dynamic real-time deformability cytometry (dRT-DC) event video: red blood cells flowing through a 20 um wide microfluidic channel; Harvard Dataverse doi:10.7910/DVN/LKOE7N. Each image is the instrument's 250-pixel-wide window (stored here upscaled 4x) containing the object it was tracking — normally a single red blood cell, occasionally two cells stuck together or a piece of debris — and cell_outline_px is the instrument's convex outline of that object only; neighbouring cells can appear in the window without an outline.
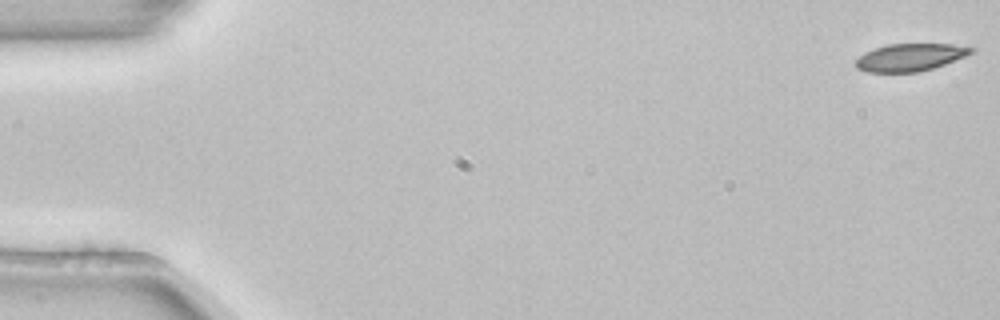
{"species": "common noctule bat (a hibernating species)", "species_latin": "Nyctalus noctula", "temperature_condition": "room temperature", "stored_images_in_passage": 54, "camera_frame_rate_fps": 3000, "um_per_image_px": 0.085, "animal": {"sex": "female", "body_mass_g": 22.7, "forearm_length_mm": 54.2}, "frame": {"image": 1, "passage_image": 1, "time_ms": 0.0, "image_size_px": [1000, 320], "cell_outline_px": [[976, 48], [972, 52], [964, 56], [944, 64], [932, 68], [916, 72], [864, 72], [856, 68], [856, 60], [864, 52], [888, 44], [952, 44]], "centroid_in_image_um": [77.32, 4.87], "position_along_channel_um": 7.7, "area_um2": 18.26}}
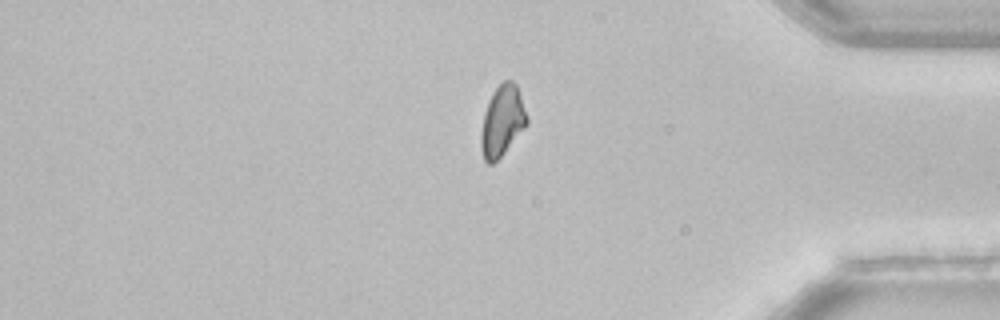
{"frame": {"image": 2, "passage_image": 45, "time_ms": 14.667, "image_size_px": [1000, 320], "cell_outline_px": [[528, 124], [504, 152], [492, 164], [488, 164], [484, 160], [480, 148], [480, 136], [484, 112], [488, 100], [492, 92], [504, 80], [512, 80], [516, 84], [528, 116]], "centroid_in_image_um": [42.68, 10.27], "position_along_channel_um": 392.5, "area_um2": 18.96}}
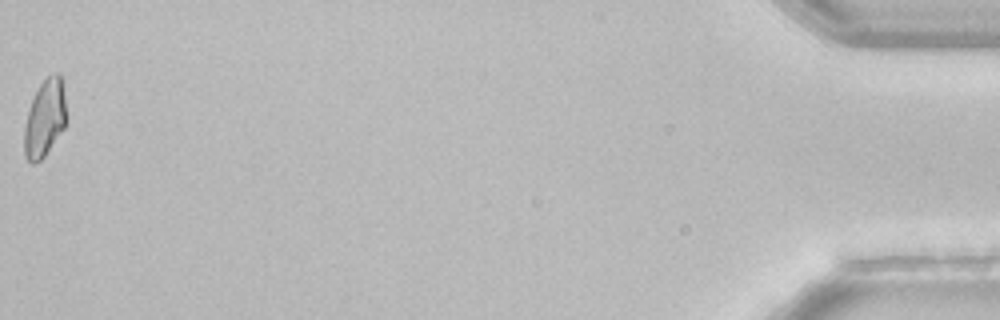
{"frame": {"image": 3, "passage_image": 54, "time_ms": 17.667, "image_size_px": [1000, 320], "cell_outline_px": [[68, 120], [64, 128], [44, 156], [40, 160], [32, 164], [28, 160], [24, 152], [24, 128], [28, 108], [40, 84], [48, 76], [56, 72], [60, 72]], "centroid_in_image_um": [3.82, 10.05], "position_along_channel_um": 431.4, "area_um2": 18.96}, "authors_computed_cell_mechanics": {"area_um2": 19.5075, "velocity_mm_per_s": 3.8539, "shape_relaxation_time_tau1_ms": 9.7812, "shape_relaxation_time_tau2_ms": null, "deformation_change_tau1": 0.158, "deformation_change_tau2": null}}